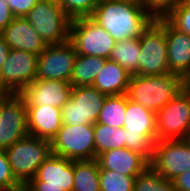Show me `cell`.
Wrapping results in <instances>:
<instances>
[{"label": "cell", "instance_id": "obj_8", "mask_svg": "<svg viewBox=\"0 0 190 191\" xmlns=\"http://www.w3.org/2000/svg\"><path fill=\"white\" fill-rule=\"evenodd\" d=\"M69 41L79 55L109 59L116 40L91 16L72 19Z\"/></svg>", "mask_w": 190, "mask_h": 191}, {"label": "cell", "instance_id": "obj_36", "mask_svg": "<svg viewBox=\"0 0 190 191\" xmlns=\"http://www.w3.org/2000/svg\"><path fill=\"white\" fill-rule=\"evenodd\" d=\"M10 50L11 48L4 42L3 37L0 34V68L7 59Z\"/></svg>", "mask_w": 190, "mask_h": 191}, {"label": "cell", "instance_id": "obj_14", "mask_svg": "<svg viewBox=\"0 0 190 191\" xmlns=\"http://www.w3.org/2000/svg\"><path fill=\"white\" fill-rule=\"evenodd\" d=\"M27 109L19 93H8L0 101V149L27 136Z\"/></svg>", "mask_w": 190, "mask_h": 191}, {"label": "cell", "instance_id": "obj_7", "mask_svg": "<svg viewBox=\"0 0 190 191\" xmlns=\"http://www.w3.org/2000/svg\"><path fill=\"white\" fill-rule=\"evenodd\" d=\"M51 151L71 161L96 159L94 124H62L51 140Z\"/></svg>", "mask_w": 190, "mask_h": 191}, {"label": "cell", "instance_id": "obj_10", "mask_svg": "<svg viewBox=\"0 0 190 191\" xmlns=\"http://www.w3.org/2000/svg\"><path fill=\"white\" fill-rule=\"evenodd\" d=\"M105 98L92 86L72 87L70 99L61 108L62 124H95Z\"/></svg>", "mask_w": 190, "mask_h": 191}, {"label": "cell", "instance_id": "obj_1", "mask_svg": "<svg viewBox=\"0 0 190 191\" xmlns=\"http://www.w3.org/2000/svg\"><path fill=\"white\" fill-rule=\"evenodd\" d=\"M91 17L116 41L140 37L155 19L140 0H101Z\"/></svg>", "mask_w": 190, "mask_h": 191}, {"label": "cell", "instance_id": "obj_16", "mask_svg": "<svg viewBox=\"0 0 190 191\" xmlns=\"http://www.w3.org/2000/svg\"><path fill=\"white\" fill-rule=\"evenodd\" d=\"M72 85L60 80H35L19 94L26 105H50L62 108L70 99Z\"/></svg>", "mask_w": 190, "mask_h": 191}, {"label": "cell", "instance_id": "obj_25", "mask_svg": "<svg viewBox=\"0 0 190 191\" xmlns=\"http://www.w3.org/2000/svg\"><path fill=\"white\" fill-rule=\"evenodd\" d=\"M96 157L102 152L125 147V128H113L106 124H94Z\"/></svg>", "mask_w": 190, "mask_h": 191}, {"label": "cell", "instance_id": "obj_15", "mask_svg": "<svg viewBox=\"0 0 190 191\" xmlns=\"http://www.w3.org/2000/svg\"><path fill=\"white\" fill-rule=\"evenodd\" d=\"M76 56L69 40L60 44H48L39 55L36 80L70 82Z\"/></svg>", "mask_w": 190, "mask_h": 191}, {"label": "cell", "instance_id": "obj_12", "mask_svg": "<svg viewBox=\"0 0 190 191\" xmlns=\"http://www.w3.org/2000/svg\"><path fill=\"white\" fill-rule=\"evenodd\" d=\"M39 55L11 49L0 68L1 91L20 93L36 80Z\"/></svg>", "mask_w": 190, "mask_h": 191}, {"label": "cell", "instance_id": "obj_3", "mask_svg": "<svg viewBox=\"0 0 190 191\" xmlns=\"http://www.w3.org/2000/svg\"><path fill=\"white\" fill-rule=\"evenodd\" d=\"M125 147L152 159L156 135V113L128 98L124 118Z\"/></svg>", "mask_w": 190, "mask_h": 191}, {"label": "cell", "instance_id": "obj_17", "mask_svg": "<svg viewBox=\"0 0 190 191\" xmlns=\"http://www.w3.org/2000/svg\"><path fill=\"white\" fill-rule=\"evenodd\" d=\"M0 34L11 49L40 55L48 46L25 18L15 17Z\"/></svg>", "mask_w": 190, "mask_h": 191}, {"label": "cell", "instance_id": "obj_35", "mask_svg": "<svg viewBox=\"0 0 190 191\" xmlns=\"http://www.w3.org/2000/svg\"><path fill=\"white\" fill-rule=\"evenodd\" d=\"M177 191H190V170L172 180Z\"/></svg>", "mask_w": 190, "mask_h": 191}, {"label": "cell", "instance_id": "obj_32", "mask_svg": "<svg viewBox=\"0 0 190 191\" xmlns=\"http://www.w3.org/2000/svg\"><path fill=\"white\" fill-rule=\"evenodd\" d=\"M146 10L154 17L165 16L177 3V0H140Z\"/></svg>", "mask_w": 190, "mask_h": 191}, {"label": "cell", "instance_id": "obj_11", "mask_svg": "<svg viewBox=\"0 0 190 191\" xmlns=\"http://www.w3.org/2000/svg\"><path fill=\"white\" fill-rule=\"evenodd\" d=\"M150 165L163 177L173 180L190 170V141L188 139L157 140Z\"/></svg>", "mask_w": 190, "mask_h": 191}, {"label": "cell", "instance_id": "obj_13", "mask_svg": "<svg viewBox=\"0 0 190 191\" xmlns=\"http://www.w3.org/2000/svg\"><path fill=\"white\" fill-rule=\"evenodd\" d=\"M73 161L51 153L25 186L30 191H72Z\"/></svg>", "mask_w": 190, "mask_h": 191}, {"label": "cell", "instance_id": "obj_2", "mask_svg": "<svg viewBox=\"0 0 190 191\" xmlns=\"http://www.w3.org/2000/svg\"><path fill=\"white\" fill-rule=\"evenodd\" d=\"M184 88L183 78L173 73L131 75L127 96L157 113Z\"/></svg>", "mask_w": 190, "mask_h": 191}, {"label": "cell", "instance_id": "obj_27", "mask_svg": "<svg viewBox=\"0 0 190 191\" xmlns=\"http://www.w3.org/2000/svg\"><path fill=\"white\" fill-rule=\"evenodd\" d=\"M133 191H177V189L172 180L163 177L149 164L141 174L137 175Z\"/></svg>", "mask_w": 190, "mask_h": 191}, {"label": "cell", "instance_id": "obj_37", "mask_svg": "<svg viewBox=\"0 0 190 191\" xmlns=\"http://www.w3.org/2000/svg\"><path fill=\"white\" fill-rule=\"evenodd\" d=\"M184 88L190 91V71L189 73L183 78Z\"/></svg>", "mask_w": 190, "mask_h": 191}, {"label": "cell", "instance_id": "obj_9", "mask_svg": "<svg viewBox=\"0 0 190 191\" xmlns=\"http://www.w3.org/2000/svg\"><path fill=\"white\" fill-rule=\"evenodd\" d=\"M157 140L188 139L190 135V91L183 88L156 113Z\"/></svg>", "mask_w": 190, "mask_h": 191}, {"label": "cell", "instance_id": "obj_33", "mask_svg": "<svg viewBox=\"0 0 190 191\" xmlns=\"http://www.w3.org/2000/svg\"><path fill=\"white\" fill-rule=\"evenodd\" d=\"M40 0H6L14 17L24 18Z\"/></svg>", "mask_w": 190, "mask_h": 191}, {"label": "cell", "instance_id": "obj_34", "mask_svg": "<svg viewBox=\"0 0 190 191\" xmlns=\"http://www.w3.org/2000/svg\"><path fill=\"white\" fill-rule=\"evenodd\" d=\"M11 9L6 0H0V33L13 21Z\"/></svg>", "mask_w": 190, "mask_h": 191}, {"label": "cell", "instance_id": "obj_19", "mask_svg": "<svg viewBox=\"0 0 190 191\" xmlns=\"http://www.w3.org/2000/svg\"><path fill=\"white\" fill-rule=\"evenodd\" d=\"M96 160L99 169H109L127 176L141 174L150 164L142 154L126 147L102 152Z\"/></svg>", "mask_w": 190, "mask_h": 191}, {"label": "cell", "instance_id": "obj_5", "mask_svg": "<svg viewBox=\"0 0 190 191\" xmlns=\"http://www.w3.org/2000/svg\"><path fill=\"white\" fill-rule=\"evenodd\" d=\"M141 52L137 75L155 76L170 73L164 31V16L155 17L139 37Z\"/></svg>", "mask_w": 190, "mask_h": 191}, {"label": "cell", "instance_id": "obj_6", "mask_svg": "<svg viewBox=\"0 0 190 191\" xmlns=\"http://www.w3.org/2000/svg\"><path fill=\"white\" fill-rule=\"evenodd\" d=\"M24 18L47 44L69 40L72 19L56 0H40Z\"/></svg>", "mask_w": 190, "mask_h": 191}, {"label": "cell", "instance_id": "obj_41", "mask_svg": "<svg viewBox=\"0 0 190 191\" xmlns=\"http://www.w3.org/2000/svg\"><path fill=\"white\" fill-rule=\"evenodd\" d=\"M0 91H1V74H0Z\"/></svg>", "mask_w": 190, "mask_h": 191}, {"label": "cell", "instance_id": "obj_24", "mask_svg": "<svg viewBox=\"0 0 190 191\" xmlns=\"http://www.w3.org/2000/svg\"><path fill=\"white\" fill-rule=\"evenodd\" d=\"M72 191H100L99 165L96 159L73 161Z\"/></svg>", "mask_w": 190, "mask_h": 191}, {"label": "cell", "instance_id": "obj_22", "mask_svg": "<svg viewBox=\"0 0 190 191\" xmlns=\"http://www.w3.org/2000/svg\"><path fill=\"white\" fill-rule=\"evenodd\" d=\"M104 58L77 54L70 84L72 87L92 86L96 75L103 69Z\"/></svg>", "mask_w": 190, "mask_h": 191}, {"label": "cell", "instance_id": "obj_39", "mask_svg": "<svg viewBox=\"0 0 190 191\" xmlns=\"http://www.w3.org/2000/svg\"><path fill=\"white\" fill-rule=\"evenodd\" d=\"M7 93H5L4 91H0V101L1 99L6 95Z\"/></svg>", "mask_w": 190, "mask_h": 191}, {"label": "cell", "instance_id": "obj_40", "mask_svg": "<svg viewBox=\"0 0 190 191\" xmlns=\"http://www.w3.org/2000/svg\"><path fill=\"white\" fill-rule=\"evenodd\" d=\"M0 191H9L5 186L0 185Z\"/></svg>", "mask_w": 190, "mask_h": 191}, {"label": "cell", "instance_id": "obj_30", "mask_svg": "<svg viewBox=\"0 0 190 191\" xmlns=\"http://www.w3.org/2000/svg\"><path fill=\"white\" fill-rule=\"evenodd\" d=\"M175 28L190 35V4L179 1L165 16Z\"/></svg>", "mask_w": 190, "mask_h": 191}, {"label": "cell", "instance_id": "obj_29", "mask_svg": "<svg viewBox=\"0 0 190 191\" xmlns=\"http://www.w3.org/2000/svg\"><path fill=\"white\" fill-rule=\"evenodd\" d=\"M63 11L71 18L92 16L101 0H56Z\"/></svg>", "mask_w": 190, "mask_h": 191}, {"label": "cell", "instance_id": "obj_31", "mask_svg": "<svg viewBox=\"0 0 190 191\" xmlns=\"http://www.w3.org/2000/svg\"><path fill=\"white\" fill-rule=\"evenodd\" d=\"M0 185L5 186L9 191L23 186L12 173L4 149H0Z\"/></svg>", "mask_w": 190, "mask_h": 191}, {"label": "cell", "instance_id": "obj_28", "mask_svg": "<svg viewBox=\"0 0 190 191\" xmlns=\"http://www.w3.org/2000/svg\"><path fill=\"white\" fill-rule=\"evenodd\" d=\"M136 177L109 169H99L100 191H133Z\"/></svg>", "mask_w": 190, "mask_h": 191}, {"label": "cell", "instance_id": "obj_38", "mask_svg": "<svg viewBox=\"0 0 190 191\" xmlns=\"http://www.w3.org/2000/svg\"><path fill=\"white\" fill-rule=\"evenodd\" d=\"M10 191H28V188L25 185H23L22 187H20L18 189L10 190Z\"/></svg>", "mask_w": 190, "mask_h": 191}, {"label": "cell", "instance_id": "obj_4", "mask_svg": "<svg viewBox=\"0 0 190 191\" xmlns=\"http://www.w3.org/2000/svg\"><path fill=\"white\" fill-rule=\"evenodd\" d=\"M4 150L12 173L22 185H26L35 177L39 166L52 153L50 141L30 134Z\"/></svg>", "mask_w": 190, "mask_h": 191}, {"label": "cell", "instance_id": "obj_20", "mask_svg": "<svg viewBox=\"0 0 190 191\" xmlns=\"http://www.w3.org/2000/svg\"><path fill=\"white\" fill-rule=\"evenodd\" d=\"M26 109L28 133L51 142L62 127L61 108L50 105H26Z\"/></svg>", "mask_w": 190, "mask_h": 191}, {"label": "cell", "instance_id": "obj_18", "mask_svg": "<svg viewBox=\"0 0 190 191\" xmlns=\"http://www.w3.org/2000/svg\"><path fill=\"white\" fill-rule=\"evenodd\" d=\"M170 73L184 78L190 71V35L175 28L164 17Z\"/></svg>", "mask_w": 190, "mask_h": 191}, {"label": "cell", "instance_id": "obj_26", "mask_svg": "<svg viewBox=\"0 0 190 191\" xmlns=\"http://www.w3.org/2000/svg\"><path fill=\"white\" fill-rule=\"evenodd\" d=\"M126 111V94L106 96L97 123L113 128L123 127Z\"/></svg>", "mask_w": 190, "mask_h": 191}, {"label": "cell", "instance_id": "obj_21", "mask_svg": "<svg viewBox=\"0 0 190 191\" xmlns=\"http://www.w3.org/2000/svg\"><path fill=\"white\" fill-rule=\"evenodd\" d=\"M131 75L117 62L106 59L92 84L106 96L127 94Z\"/></svg>", "mask_w": 190, "mask_h": 191}, {"label": "cell", "instance_id": "obj_23", "mask_svg": "<svg viewBox=\"0 0 190 191\" xmlns=\"http://www.w3.org/2000/svg\"><path fill=\"white\" fill-rule=\"evenodd\" d=\"M140 52L139 37L116 41L109 59L125 68L130 75H137Z\"/></svg>", "mask_w": 190, "mask_h": 191}]
</instances>
